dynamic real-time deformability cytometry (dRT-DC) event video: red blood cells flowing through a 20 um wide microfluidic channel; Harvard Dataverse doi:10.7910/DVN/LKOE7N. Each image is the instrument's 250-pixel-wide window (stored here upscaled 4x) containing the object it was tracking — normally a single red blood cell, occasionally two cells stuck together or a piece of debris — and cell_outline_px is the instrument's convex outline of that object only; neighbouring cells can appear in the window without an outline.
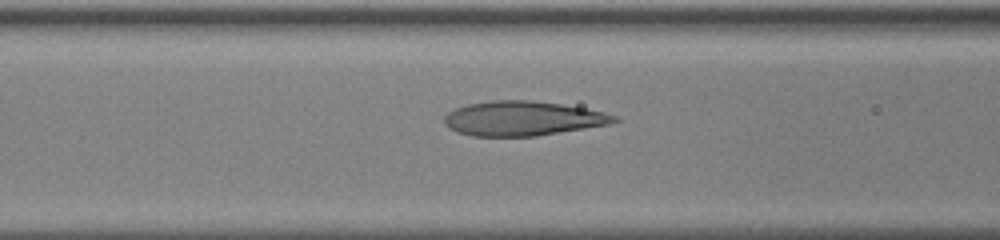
{"species": "human", "species_latin": "Homo sapiens", "temperature_condition": "warm", "stored_images_in_passage": 33, "camera_frame_rate_fps": 3000, "um_per_image_px": 0.085, "donor": {"sex": "male"}, "frame": {"image": 1, "passage_image": 9, "time_ms": 2.667, "image_size_px": [1000, 240], "cell_outline_px": [[620, 120], [612, 124], [536, 136], [472, 136], [456, 132], [444, 120], [444, 116], [448, 112], [456, 108], [468, 104], [492, 100], [532, 100], [560, 104], [584, 108], [604, 112], [616, 116]], "centroid_in_image_um": [44.46, 10.07], "position_along_channel_um": 122.1, "area_um2": 34.1}}
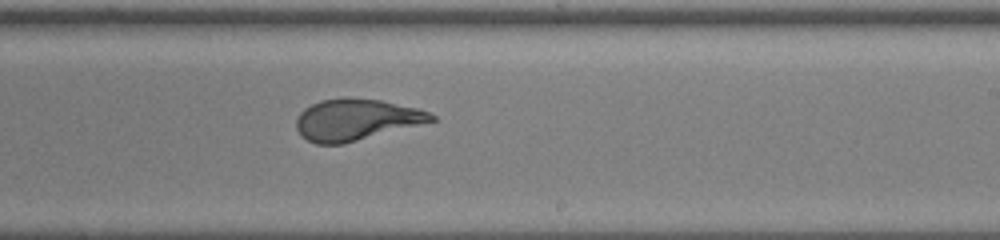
{"frame": {"image": 2, "passage_image": 19, "time_ms": 6.0, "image_size_px": [1000, 240], "cell_outline_px": [[436, 120], [344, 144], [316, 144], [300, 136], [296, 128], [296, 120], [300, 112], [304, 108], [320, 100], [344, 96], [348, 96], [380, 100], [416, 108], [428, 112], [436, 116]], "centroid_in_image_um": [30.22, 10.16], "position_along_channel_um": 258.8, "area_um2": 32.71}}
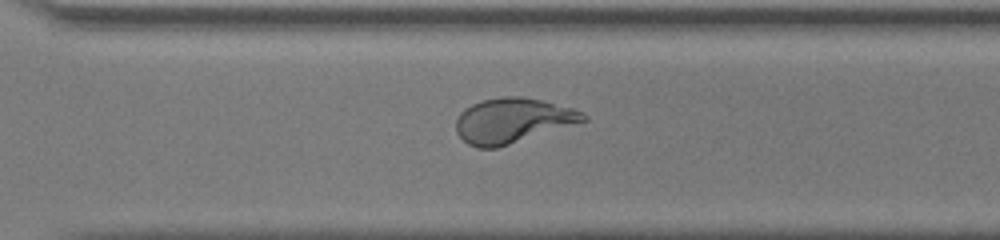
{"frame": {"image": 3, "passage_image": 24, "time_ms": 7.667, "image_size_px": [1000, 240], "cell_outline_px": [[588, 120], [496, 148], [476, 148], [468, 144], [456, 132], [456, 120], [460, 112], [464, 108], [472, 104], [484, 100], [500, 96], [520, 96], [540, 100], [572, 108], [588, 116]], "centroid_in_image_um": [43.53, 10.24], "position_along_channel_um": 327.1, "area_um2": 33.0}}